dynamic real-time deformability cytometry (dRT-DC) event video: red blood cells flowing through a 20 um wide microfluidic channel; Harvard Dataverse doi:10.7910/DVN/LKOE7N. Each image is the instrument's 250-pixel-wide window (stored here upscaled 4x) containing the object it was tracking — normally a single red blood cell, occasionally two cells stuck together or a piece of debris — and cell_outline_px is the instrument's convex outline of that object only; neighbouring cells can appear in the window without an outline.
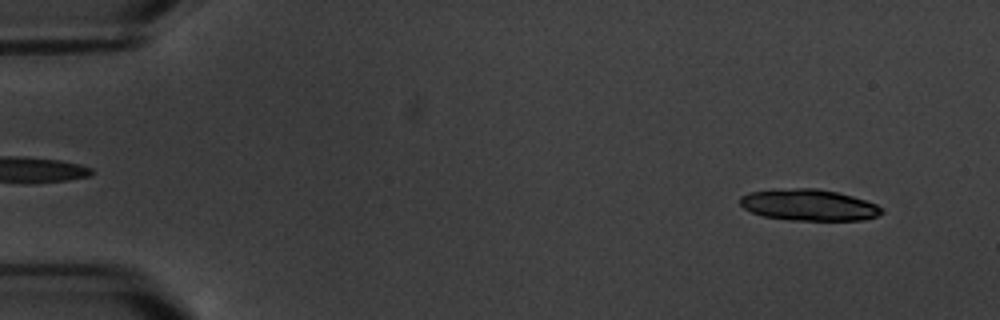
{"species": "common noctule bat (a hibernating species)", "species_latin": "Nyctalus noctula", "temperature_condition": "warm", "stored_images_in_passage": 6, "camera_frame_rate_fps": 3000, "um_per_image_px": 0.085, "animal": {"sex": "male", "body_mass_g": 20.1, "forearm_length_mm": 53.5}, "frame": {"image": 1, "passage_image": 1, "time_ms": 0.0, "image_size_px": [1000, 320], "cell_outline_px": [[884, 212], [876, 216], [864, 220], [788, 220], [764, 216], [752, 212], [744, 208], [740, 204], [740, 196], [748, 192], [796, 188], [816, 188], [836, 192], [852, 196], [876, 204], [884, 208]], "centroid_in_image_um": [68.76, 17.43], "position_along_channel_um": 16.2, "area_um2": 25.78}}